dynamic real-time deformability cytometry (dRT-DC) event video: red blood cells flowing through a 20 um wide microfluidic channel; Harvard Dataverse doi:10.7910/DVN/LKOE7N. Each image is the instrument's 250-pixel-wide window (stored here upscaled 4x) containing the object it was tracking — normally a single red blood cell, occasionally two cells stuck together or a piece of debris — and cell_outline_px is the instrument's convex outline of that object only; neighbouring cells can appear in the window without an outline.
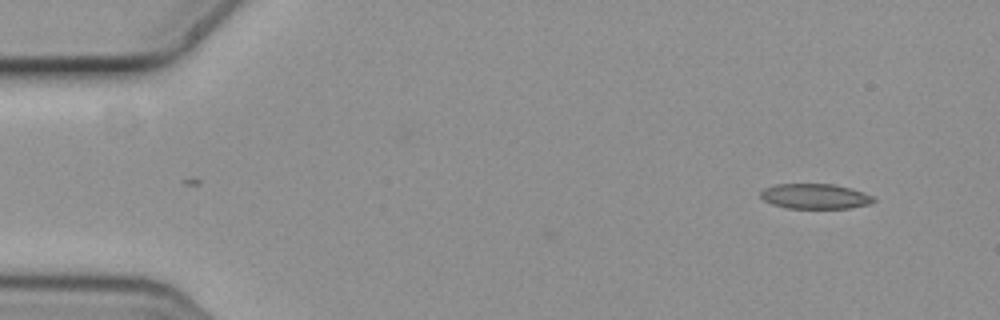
{"species": "common noctule bat (a hibernating species)", "species_latin": "Nyctalus noctula", "temperature_condition": "cold", "stored_images_in_passage": 2, "camera_frame_rate_fps": 3000, "um_per_image_px": 0.085, "animal": {"sex": "female", "body_mass_g": 19.3, "forearm_length_mm": 54.1}, "frame": {"image": 1, "passage_image": 2, "time_ms": 0.333, "image_size_px": [1000, 320], "cell_outline_px": [[876, 200], [868, 204], [848, 208], [788, 208], [772, 204], [764, 200], [760, 196], [760, 192], [764, 188], [776, 184], [832, 184], [848, 188], [872, 196]], "centroid_in_image_um": [69.22, 16.69], "position_along_channel_um": 15.8, "area_um2": 16.24}}